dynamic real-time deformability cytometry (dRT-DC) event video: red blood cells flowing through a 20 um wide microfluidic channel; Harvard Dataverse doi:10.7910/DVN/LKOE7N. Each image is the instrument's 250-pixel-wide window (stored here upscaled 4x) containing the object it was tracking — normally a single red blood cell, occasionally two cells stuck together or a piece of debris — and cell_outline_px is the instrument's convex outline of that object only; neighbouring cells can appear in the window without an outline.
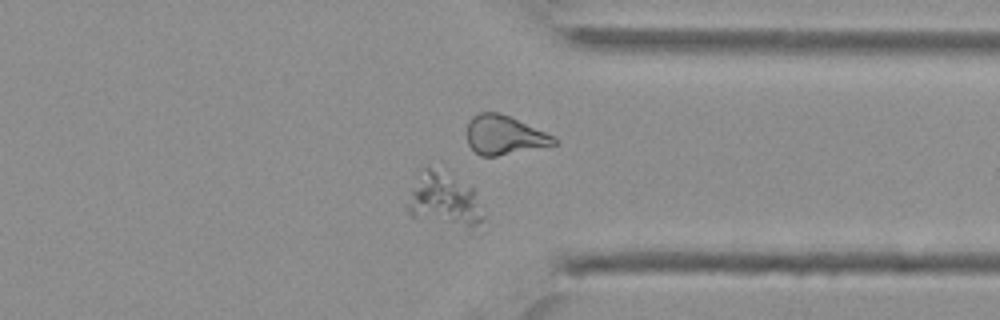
{"species": "Egyptian fruit bat (a non-hibernating species)", "species_latin": "Rousettus aegyptiacus", "temperature_condition": "cold", "stored_images_in_passage": 41, "camera_frame_rate_fps": 3000, "um_per_image_px": 0.085, "animal": {"sex": "female"}, "frame": {"image": 1, "passage_image": 30, "time_ms": 9.667, "image_size_px": [1000, 320], "cell_outline_px": [[484, 220], [472, 228], [468, 228], [408, 216], [404, 208], [404, 204], [416, 168], [428, 164], [472, 188], [476, 192], [484, 216]], "centroid_in_image_um": [37.61, 16.93], "position_along_channel_um": 373.8, "area_um2": 24.62}}